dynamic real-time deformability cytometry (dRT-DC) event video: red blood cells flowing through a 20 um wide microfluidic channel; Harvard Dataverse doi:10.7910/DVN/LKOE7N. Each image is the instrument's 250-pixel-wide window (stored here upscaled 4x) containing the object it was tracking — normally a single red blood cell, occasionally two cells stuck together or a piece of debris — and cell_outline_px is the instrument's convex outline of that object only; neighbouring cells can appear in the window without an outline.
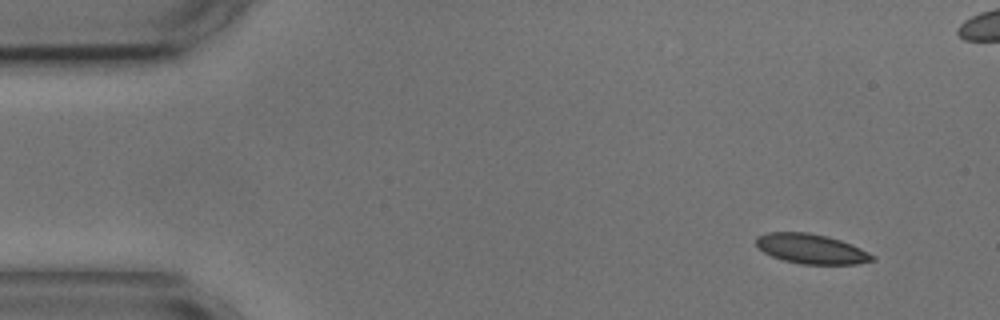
{"species": "common noctule bat (a hibernating species)", "species_latin": "Nyctalus noctula", "temperature_condition": "cold", "stored_images_in_passage": 5, "camera_frame_rate_fps": 3000, "um_per_image_px": 0.085, "animal": {"sex": "male", "body_mass_g": 17.9, "forearm_length_mm": 54.2}, "frame": {"image": 1, "passage_image": 1, "time_ms": 0.0, "image_size_px": [1000, 320], "cell_outline_px": [[876, 260], [856, 264], [800, 264], [784, 260], [772, 256], [764, 252], [756, 244], [756, 236], [768, 232], [808, 232], [828, 236], [852, 244], [876, 256]], "centroid_in_image_um": [68.98, 21.15], "position_along_channel_um": 16.0, "area_um2": 20.23}}